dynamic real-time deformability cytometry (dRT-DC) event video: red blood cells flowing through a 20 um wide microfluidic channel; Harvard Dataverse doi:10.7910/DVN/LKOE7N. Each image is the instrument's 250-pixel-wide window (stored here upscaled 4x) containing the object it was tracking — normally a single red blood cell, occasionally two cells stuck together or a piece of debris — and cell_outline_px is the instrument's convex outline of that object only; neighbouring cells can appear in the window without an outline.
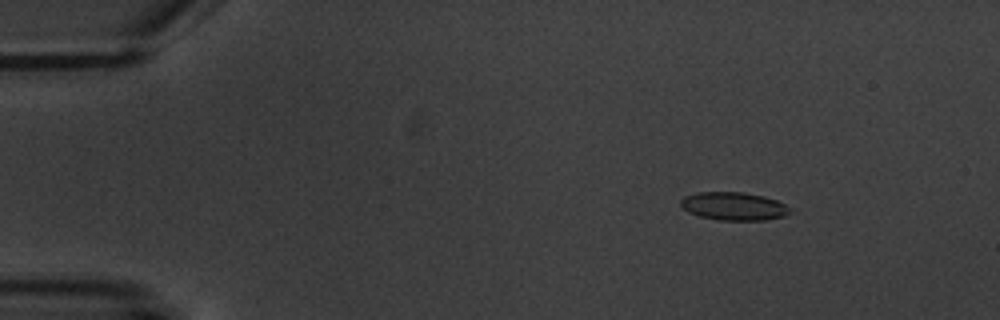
{"species": "common noctule bat (a hibernating species)", "species_latin": "Nyctalus noctula", "temperature_condition": "warm", "stored_images_in_passage": 5, "camera_frame_rate_fps": 3000, "um_per_image_px": 0.085, "animal": {"sex": "male", "body_mass_g": 20.1, "forearm_length_mm": 53.5}, "frame": {"image": 1, "passage_image": 3, "time_ms": 2.333, "image_size_px": [1000, 320], "cell_outline_px": [[792, 212], [784, 216], [764, 220], [720, 220], [700, 216], [688, 212], [680, 204], [680, 200], [684, 196], [696, 192], [744, 192], [764, 196], [776, 200], [792, 208]], "centroid_in_image_um": [62.38, 17.52], "position_along_channel_um": 22.6, "area_um2": 17.98}}